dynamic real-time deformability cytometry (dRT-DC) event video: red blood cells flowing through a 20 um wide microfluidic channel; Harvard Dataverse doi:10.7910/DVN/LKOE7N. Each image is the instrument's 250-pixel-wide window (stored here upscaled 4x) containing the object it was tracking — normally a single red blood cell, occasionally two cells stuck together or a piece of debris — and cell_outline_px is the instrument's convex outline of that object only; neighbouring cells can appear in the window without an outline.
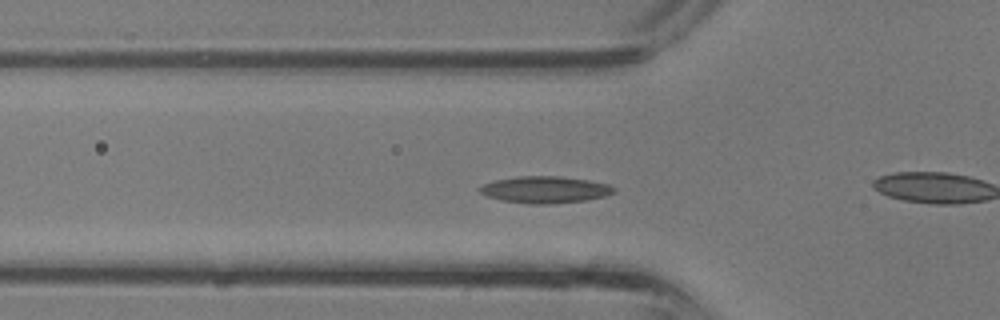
{"species": "common noctule bat (a hibernating species)", "species_latin": "Nyctalus noctula", "temperature_condition": "room temperature", "stored_images_in_passage": 33, "camera_frame_rate_fps": 3000, "um_per_image_px": 0.085, "animal": {"sex": "male", "body_mass_g": 13.3}, "frame": {"image": 1, "passage_image": 7, "time_ms": 2.0, "image_size_px": [1000, 320], "cell_outline_px": [[616, 192], [604, 196], [588, 200], [548, 204], [532, 204], [500, 200], [488, 196], [480, 192], [480, 188], [484, 184], [496, 180], [516, 176], [560, 176], [588, 180], [608, 184], [616, 188]], "centroid_in_image_um": [46.37, 16.12], "position_along_channel_um": 79.4, "area_um2": 20.87}}
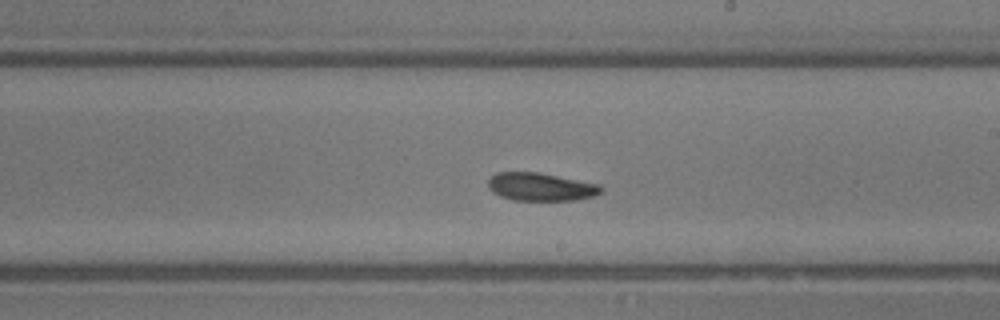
{"frame": {"image": 2, "passage_image": 16, "time_ms": 5.0, "image_size_px": [1000, 320], "cell_outline_px": [[604, 192], [596, 196], [576, 200], [512, 200], [500, 196], [492, 192], [488, 188], [488, 180], [496, 172], [536, 172], [600, 184], [604, 188]], "centroid_in_image_um": [45.99, 15.89], "position_along_channel_um": 243.0, "area_um2": 18.61}}
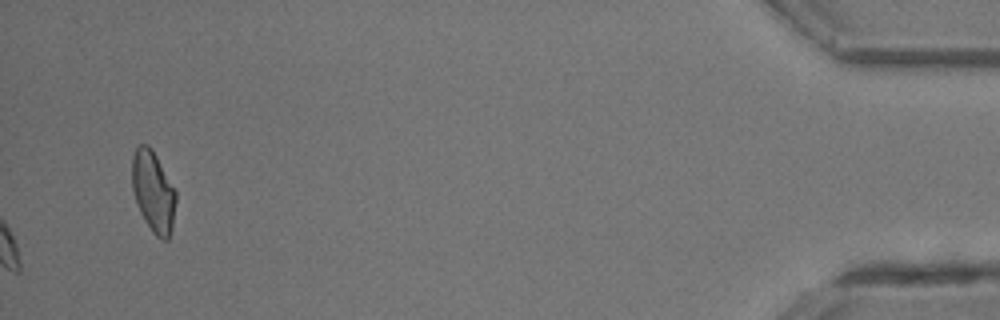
{"frame": {"image": 3, "passage_image": 33, "time_ms": 10.667, "image_size_px": [1000, 320], "cell_outline_px": [[176, 200], [172, 228], [168, 240], [164, 240], [156, 236], [152, 232], [144, 220], [140, 212], [132, 188], [132, 156], [136, 148], [140, 144], [148, 144], [152, 148], [176, 192]], "centroid_in_image_um": [13.02, 16.29], "position_along_channel_um": 422.2, "area_um2": 20.63}}